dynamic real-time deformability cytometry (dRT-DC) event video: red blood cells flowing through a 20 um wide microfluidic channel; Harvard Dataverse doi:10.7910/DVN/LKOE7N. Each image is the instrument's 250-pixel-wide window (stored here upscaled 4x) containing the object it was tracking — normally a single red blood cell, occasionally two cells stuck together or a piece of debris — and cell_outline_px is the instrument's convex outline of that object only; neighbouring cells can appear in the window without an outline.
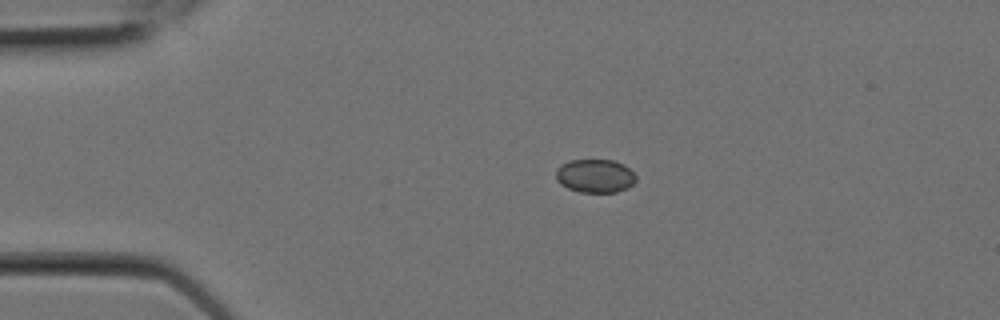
{"species": "Egyptian fruit bat (a non-hibernating species)", "species_latin": "Rousettus aegyptiacus", "temperature_condition": "room temperature", "stored_images_in_passage": 6, "camera_frame_rate_fps": 3000, "um_per_image_px": 0.085, "animal": {"sex": "female"}, "frame": {"image": 1, "passage_image": 2, "time_ms": 0.333, "image_size_px": [1000, 320], "cell_outline_px": [[636, 180], [628, 188], [616, 192], [580, 192], [568, 188], [560, 184], [556, 180], [556, 168], [560, 164], [568, 160], [612, 160], [624, 164], [636, 176]], "centroid_in_image_um": [50.55, 14.95], "position_along_channel_um": 34.4, "area_um2": 15.72}}
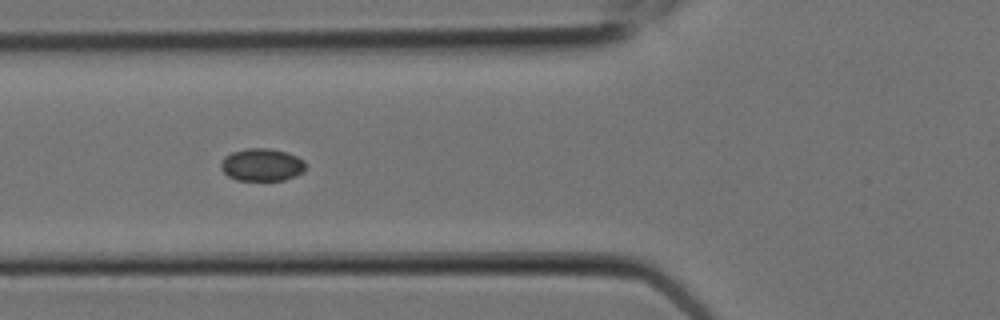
{"frame": {"image": 2, "passage_image": 5, "time_ms": 1.333, "image_size_px": [1000, 320], "cell_outline_px": [[304, 172], [296, 176], [284, 180], [236, 180], [228, 176], [220, 168], [220, 164], [224, 156], [232, 152], [248, 148], [268, 148], [288, 152], [304, 160]], "centroid_in_image_um": [22.25, 14.0], "position_along_channel_um": 103.5, "area_um2": 16.18}}
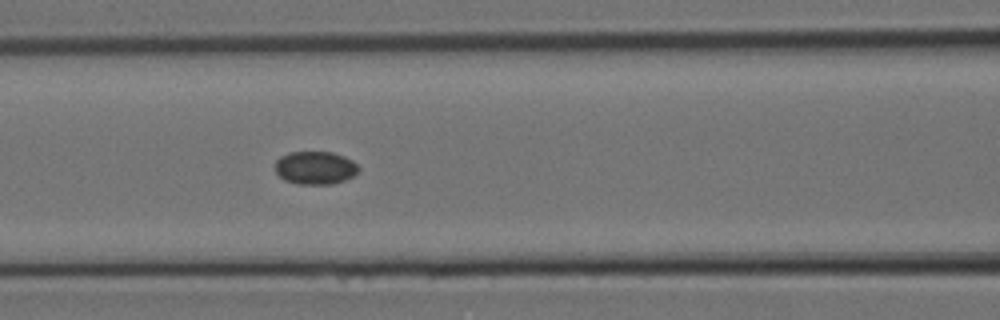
{"frame": {"image": 3, "passage_image": 6, "time_ms": 1.667, "image_size_px": [1000, 320], "cell_outline_px": [[360, 168], [352, 176], [344, 180], [332, 184], [300, 184], [284, 180], [276, 172], [276, 160], [280, 156], [288, 152], [332, 152], [344, 156], [352, 160]], "centroid_in_image_um": [26.78, 14.25], "position_along_channel_um": 139.8, "area_um2": 16.01}}